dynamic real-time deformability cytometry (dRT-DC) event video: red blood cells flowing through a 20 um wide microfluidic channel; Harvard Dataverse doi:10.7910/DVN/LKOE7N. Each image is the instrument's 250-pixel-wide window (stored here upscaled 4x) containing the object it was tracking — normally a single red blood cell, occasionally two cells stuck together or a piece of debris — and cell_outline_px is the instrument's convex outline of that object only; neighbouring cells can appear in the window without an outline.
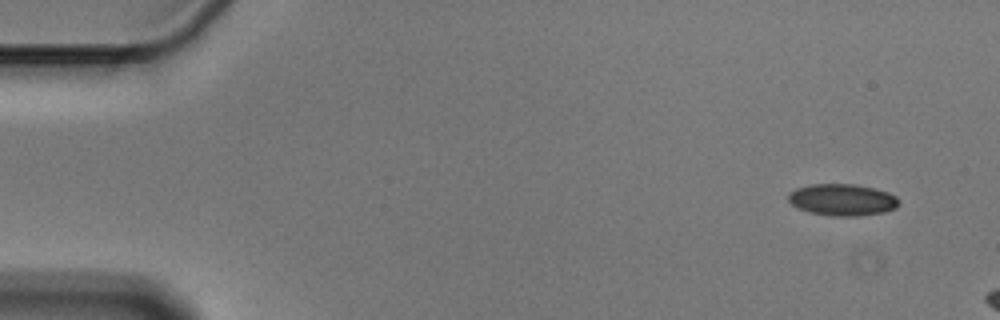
{"species": "Egyptian fruit bat (a non-hibernating species)", "species_latin": "Rousettus aegyptiacus", "temperature_condition": "cold", "stored_images_in_passage": 3, "camera_frame_rate_fps": 3000, "um_per_image_px": 0.085, "animal": {"sex": "male"}, "frame": {"image": 1, "passage_image": 1, "time_ms": 0.0, "image_size_px": [1000, 320], "cell_outline_px": [[900, 204], [896, 208], [884, 212], [860, 216], [832, 216], [808, 212], [796, 208], [788, 200], [788, 192], [796, 188], [812, 184], [856, 184], [876, 188], [888, 192], [896, 196], [900, 200]], "centroid_in_image_um": [71.61, 16.98], "position_along_channel_um": 13.4, "area_um2": 20.81}}